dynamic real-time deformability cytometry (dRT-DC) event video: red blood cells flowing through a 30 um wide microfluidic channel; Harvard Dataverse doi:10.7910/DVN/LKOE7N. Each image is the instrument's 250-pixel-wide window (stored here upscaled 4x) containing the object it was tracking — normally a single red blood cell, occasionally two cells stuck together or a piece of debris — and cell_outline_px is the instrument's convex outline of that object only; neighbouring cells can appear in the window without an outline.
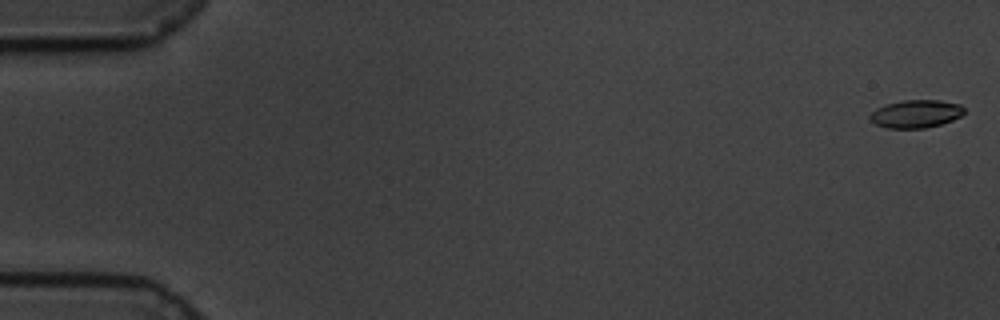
{"species": "common noctule bat (a hibernating species)", "species_latin": "Nyctalus noctula", "temperature_condition": "cold", "stored_images_in_passage": 60, "camera_frame_rate_fps": 3000, "um_per_image_px": 0.085, "animal": {"sex": "male", "body_mass_g": 19.5, "forearm_length_mm": 54.6}, "frame": {"image": 1, "passage_image": 1, "time_ms": 0.0, "image_size_px": [1000, 320], "cell_outline_px": [[964, 112], [960, 116], [952, 120], [940, 124], [924, 128], [888, 128], [876, 124], [868, 116], [876, 108], [888, 104], [904, 100], [940, 100], [960, 104], [964, 108]], "centroid_in_image_um": [77.86, 9.67], "position_along_channel_um": 7.1, "area_um2": 15.14}}
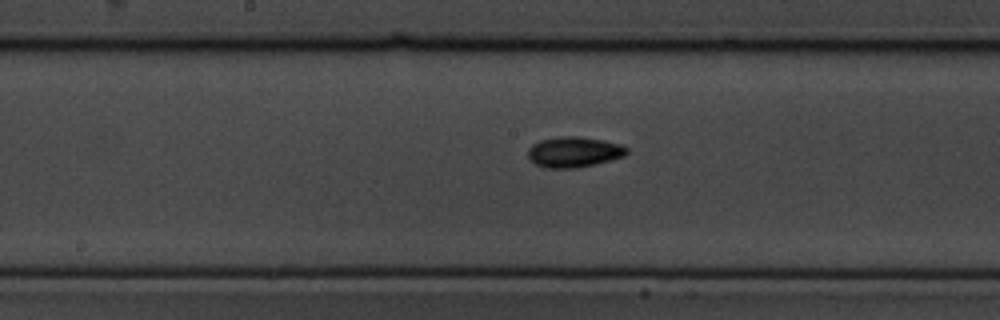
{"frame": {"image": 2, "passage_image": 31, "time_ms": 10.0, "image_size_px": [1000, 320], "cell_outline_px": [[628, 152], [624, 156], [596, 164], [576, 168], [544, 168], [536, 164], [528, 156], [528, 148], [532, 144], [540, 140], [560, 136], [580, 136], [604, 140], [620, 144], [628, 148]], "centroid_in_image_um": [48.79, 12.91], "position_along_channel_um": 199.4, "area_um2": 17.69}}
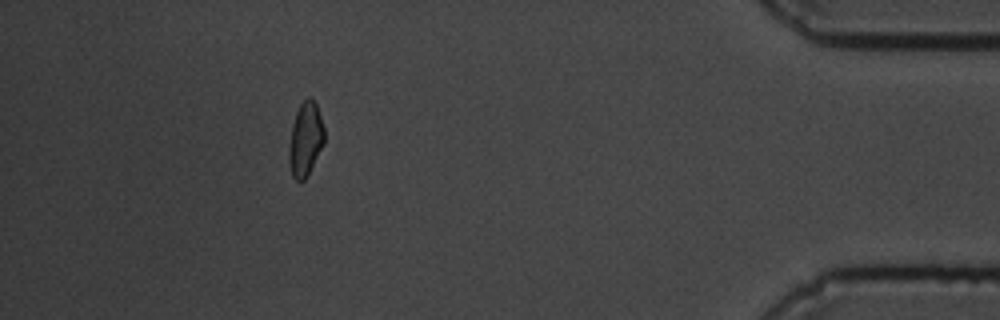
{"frame": {"image": 3, "passage_image": 54, "time_ms": 17.667, "image_size_px": [1000, 320], "cell_outline_px": [[324, 144], [308, 176], [304, 180], [296, 180], [292, 176], [288, 160], [288, 148], [292, 124], [296, 112], [300, 104], [308, 96], [316, 104], [324, 128]], "centroid_in_image_um": [25.95, 11.87], "position_along_channel_um": 409.2, "area_um2": 15.32}, "authors_computed_cell_mechanics": {"area_um2": 15.7216, "velocity_mm_per_s": 3.4092, "shape_relaxation_time_tau1_ms": 3.2329, "shape_relaxation_time_tau2_ms": 6.9364, "deformation_change_tau1": 0.1224, "deformation_change_tau2": 0.0939}}